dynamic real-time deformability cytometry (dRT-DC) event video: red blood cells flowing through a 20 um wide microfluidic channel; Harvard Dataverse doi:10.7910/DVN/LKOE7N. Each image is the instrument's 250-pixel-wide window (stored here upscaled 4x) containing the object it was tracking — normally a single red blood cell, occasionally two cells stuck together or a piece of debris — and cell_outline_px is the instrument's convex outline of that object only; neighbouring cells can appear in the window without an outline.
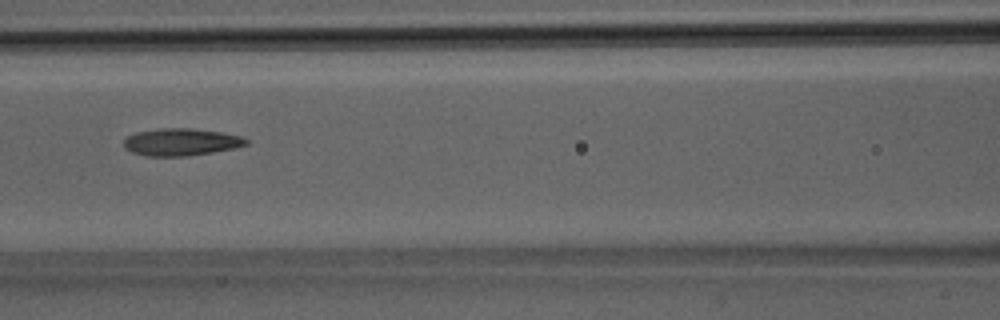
{"species": "Egyptian fruit bat (a non-hibernating species)", "species_latin": "Rousettus aegyptiacus", "temperature_condition": "room temperature", "stored_images_in_passage": 29, "camera_frame_rate_fps": 3000, "um_per_image_px": 0.085, "animal": {"sex": "male"}, "frame": {"image": 1, "passage_image": 11, "time_ms": 3.333, "image_size_px": [1000, 320], "cell_outline_px": [[248, 144], [236, 148], [188, 156], [148, 156], [132, 152], [124, 148], [124, 140], [128, 136], [136, 132], [160, 128], [188, 128], [220, 132], [240, 136], [248, 140]], "centroid_in_image_um": [15.38, 12.07], "position_along_channel_um": 151.2, "area_um2": 19.36}}
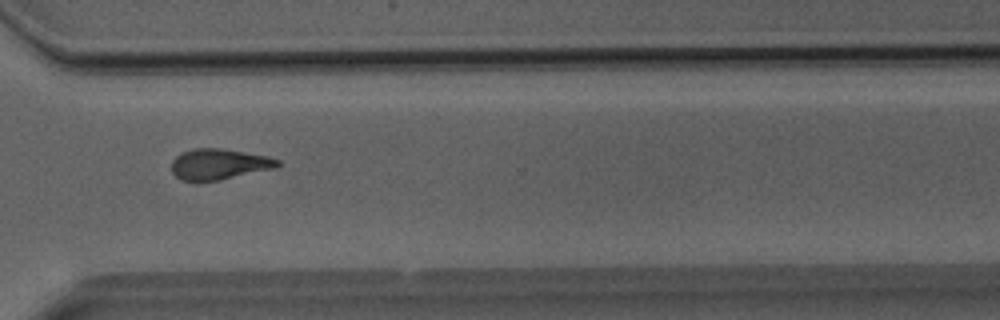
{"frame": {"image": 2, "passage_image": 22, "time_ms": 7.0, "image_size_px": [1000, 320], "cell_outline_px": [[280, 164], [276, 168], [220, 180], [180, 180], [172, 172], [172, 160], [176, 156], [192, 148], [220, 148], [268, 156], [280, 160]], "centroid_in_image_um": [18.64, 13.95], "position_along_channel_um": 352.0, "area_um2": 18.9}}
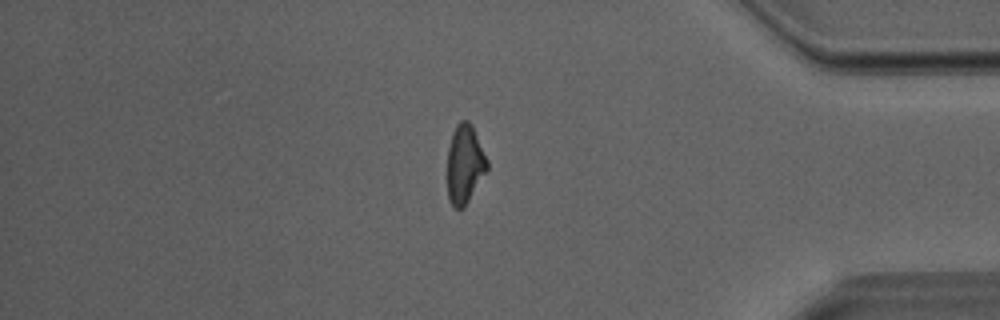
{"frame": {"image": 3, "passage_image": 26, "time_ms": 8.333, "image_size_px": [1000, 320], "cell_outline_px": [[488, 168], [464, 208], [452, 208], [448, 196], [448, 148], [452, 132], [456, 124], [460, 120], [468, 120], [472, 124], [488, 160]], "centroid_in_image_um": [39.5, 13.93], "position_along_channel_um": 395.7, "area_um2": 18.32}}